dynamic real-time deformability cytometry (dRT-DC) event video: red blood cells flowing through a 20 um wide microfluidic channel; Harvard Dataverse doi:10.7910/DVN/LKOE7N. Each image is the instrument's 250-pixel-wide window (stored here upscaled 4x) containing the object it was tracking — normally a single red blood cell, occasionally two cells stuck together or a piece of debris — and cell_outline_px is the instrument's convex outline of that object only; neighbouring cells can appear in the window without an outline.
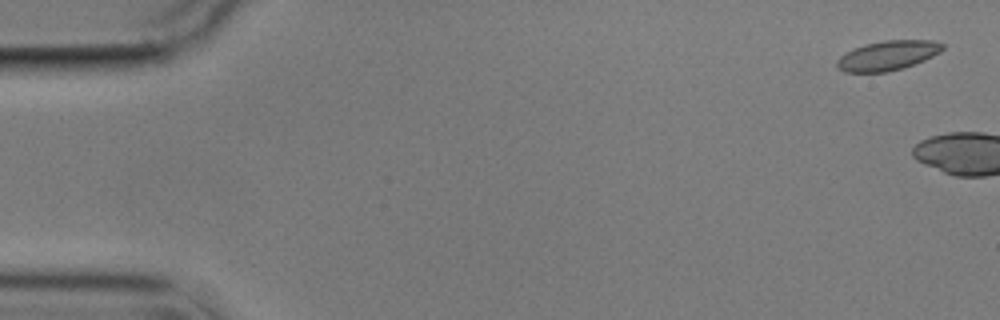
{"species": "common noctule bat (a hibernating species)", "species_latin": "Nyctalus noctula", "temperature_condition": "cold", "stored_images_in_passage": 5, "camera_frame_rate_fps": 3000, "um_per_image_px": 0.085, "animal": {"sex": "male", "body_mass_g": 17.9}, "frame": {"image": 1, "passage_image": 1, "time_ms": 0.0, "image_size_px": [1000, 320], "cell_outline_px": [[944, 48], [940, 52], [924, 60], [904, 68], [888, 72], [844, 72], [836, 64], [836, 60], [840, 56], [852, 48], [864, 44], [884, 40], [932, 40], [944, 44]], "centroid_in_image_um": [75.44, 4.71], "position_along_channel_um": 9.6, "area_um2": 18.32}}